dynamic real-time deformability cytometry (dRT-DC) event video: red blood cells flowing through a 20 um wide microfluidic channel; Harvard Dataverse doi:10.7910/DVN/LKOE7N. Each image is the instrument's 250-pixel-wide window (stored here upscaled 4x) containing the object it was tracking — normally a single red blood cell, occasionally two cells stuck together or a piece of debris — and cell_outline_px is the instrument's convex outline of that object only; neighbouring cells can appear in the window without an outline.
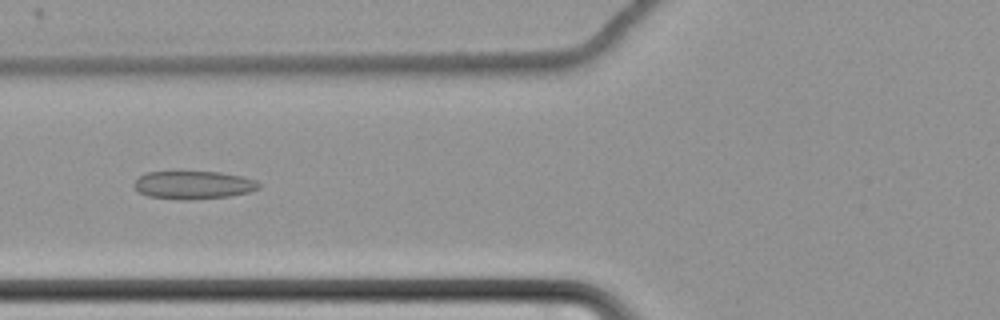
{"species": "common noctule bat (a hibernating species)", "species_latin": "Nyctalus noctula", "temperature_condition": "cold", "stored_images_in_passage": 49, "camera_frame_rate_fps": 3000, "um_per_image_px": 0.085, "animal": {"sex": "female", "body_mass_g": 22.7, "forearm_length_mm": 54.2}, "frame": {"image": 1, "passage_image": 13, "time_ms": 4.0, "image_size_px": [1000, 320], "cell_outline_px": [[260, 188], [248, 192], [228, 196], [192, 200], [180, 200], [148, 196], [140, 192], [132, 184], [140, 176], [148, 172], [220, 172], [240, 176], [256, 180], [260, 184]], "centroid_in_image_um": [16.44, 15.73], "position_along_channel_um": 109.4, "area_um2": 20.29}}
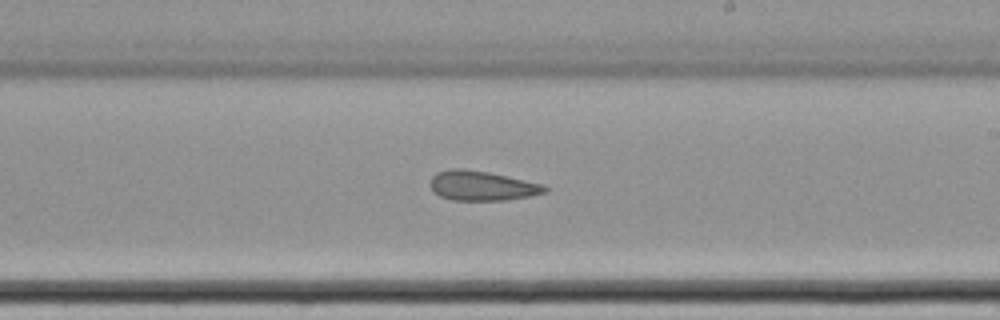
{"frame": {"image": 2, "passage_image": 25, "time_ms": 8.0, "image_size_px": [1000, 320], "cell_outline_px": [[548, 192], [532, 196], [504, 200], [452, 200], [440, 196], [428, 184], [432, 176], [436, 172], [452, 168], [464, 168], [488, 172], [544, 184], [548, 188]], "centroid_in_image_um": [40.98, 15.78], "position_along_channel_um": 248.0, "area_um2": 19.94}}
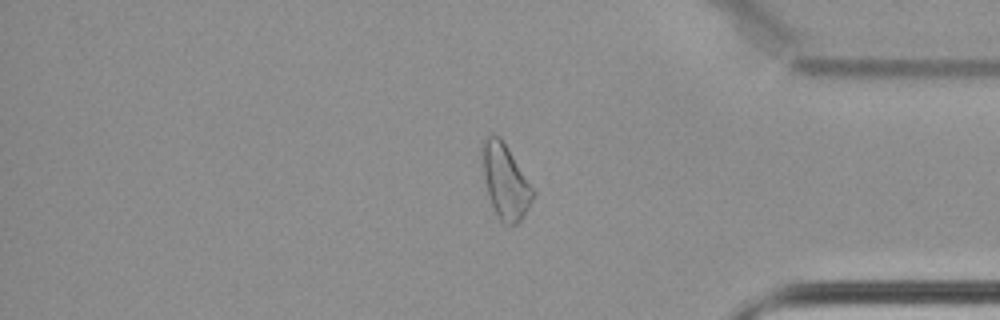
{"frame": {"image": 3, "passage_image": 39, "time_ms": 12.667, "image_size_px": [1000, 320], "cell_outline_px": [[536, 192], [528, 208], [520, 220], [516, 224], [508, 228], [496, 216], [488, 192], [484, 176], [480, 152], [484, 140], [488, 136], [500, 136], [508, 148]], "centroid_in_image_um": [42.95, 15.45], "position_along_channel_um": 392.2, "area_um2": 21.91}, "authors_computed_cell_mechanics": {"area_um2": 21.1548, "velocity_mm_per_s": 3.466, "shape_relaxation_time_tau1_ms": null, "shape_relaxation_time_tau2_ms": 3.7507, "deformation_change_tau1": null, "deformation_change_tau2": 0.1022}}